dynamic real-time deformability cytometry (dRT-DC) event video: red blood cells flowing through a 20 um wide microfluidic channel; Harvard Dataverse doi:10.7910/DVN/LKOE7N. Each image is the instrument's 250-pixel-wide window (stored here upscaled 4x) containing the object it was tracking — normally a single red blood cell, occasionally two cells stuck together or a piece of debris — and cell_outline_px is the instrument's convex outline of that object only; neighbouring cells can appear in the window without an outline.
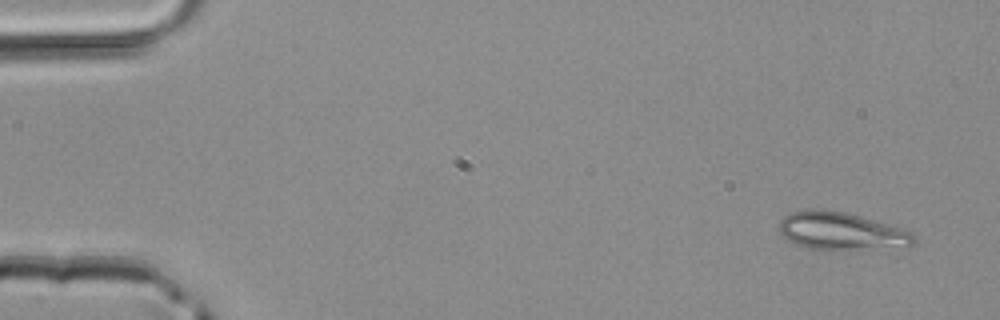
{"species": "common noctule bat (a hibernating species)", "species_latin": "Nyctalus noctula", "temperature_condition": "room temperature", "stored_images_in_passage": 5, "camera_frame_rate_fps": 3000, "um_per_image_px": 0.085, "animal": {"sex": "male", "body_mass_g": 20.4}, "frame": {"image": 1, "passage_image": 1, "time_ms": 0.0, "image_size_px": [1000, 320], "cell_outline_px": [[916, 240], [908, 248], [892, 252], [832, 252], [808, 248], [796, 244], [788, 240], [780, 232], [780, 220], [788, 212], [812, 208], [824, 208], [844, 212], [860, 216], [888, 224], [912, 232], [916, 236]], "centroid_in_image_um": [71.63, 19.73], "position_along_channel_um": 13.4, "area_um2": 31.73}}